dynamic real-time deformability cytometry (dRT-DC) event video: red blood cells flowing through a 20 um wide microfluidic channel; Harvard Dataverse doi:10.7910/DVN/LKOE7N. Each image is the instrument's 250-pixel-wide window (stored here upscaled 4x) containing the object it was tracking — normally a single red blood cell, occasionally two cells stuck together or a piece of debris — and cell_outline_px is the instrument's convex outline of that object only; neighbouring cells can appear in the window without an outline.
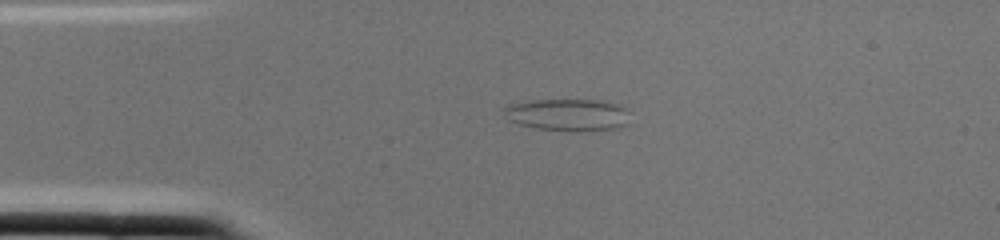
{"species": "common noctule bat (a hibernating species)", "species_latin": "Nyctalus noctula", "temperature_condition": "cold", "stored_images_in_passage": 1, "camera_frame_rate_fps": 3000, "um_per_image_px": 0.085, "animal": {"sex": "female", "body_mass_g": 22.0, "forearm_length_mm": 56.7}, "frame": {"image": 1, "passage_image": 1, "time_ms": 0.0, "image_size_px": [1000, 240], "cell_outline_px": [[628, 124], [616, 128], [576, 132], [536, 128], [520, 124], [508, 120], [504, 108], [512, 104], [532, 100], [596, 100], [616, 104], [624, 108]], "centroid_in_image_um": [48.25, 9.77], "position_along_channel_um": 36.8, "area_um2": 23.18}}